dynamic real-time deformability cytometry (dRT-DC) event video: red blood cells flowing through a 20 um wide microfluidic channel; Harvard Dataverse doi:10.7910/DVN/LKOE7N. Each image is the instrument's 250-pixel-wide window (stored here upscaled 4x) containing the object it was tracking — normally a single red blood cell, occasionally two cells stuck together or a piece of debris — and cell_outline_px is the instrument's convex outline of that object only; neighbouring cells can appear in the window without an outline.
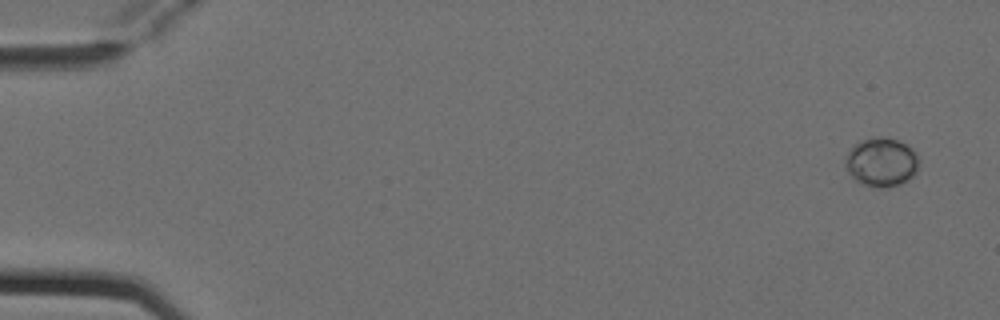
{"species": "Egyptian fruit bat (a non-hibernating species)", "species_latin": "Rousettus aegyptiacus", "temperature_condition": "cold", "stored_images_in_passage": 5, "camera_frame_rate_fps": 3000, "um_per_image_px": 0.085, "animal": {"sex": "female"}, "frame": {"image": 1, "passage_image": 1, "time_ms": 0.0, "image_size_px": [1000, 320], "cell_outline_px": [[920, 160], [916, 176], [900, 184], [888, 188], [876, 188], [864, 184], [856, 180], [848, 172], [844, 164], [844, 160], [848, 152], [856, 144], [864, 140], [876, 136], [880, 136], [896, 140], [912, 148], [916, 152]], "centroid_in_image_um": [74.96, 13.81], "position_along_channel_um": 10.0, "area_um2": 21.15}}
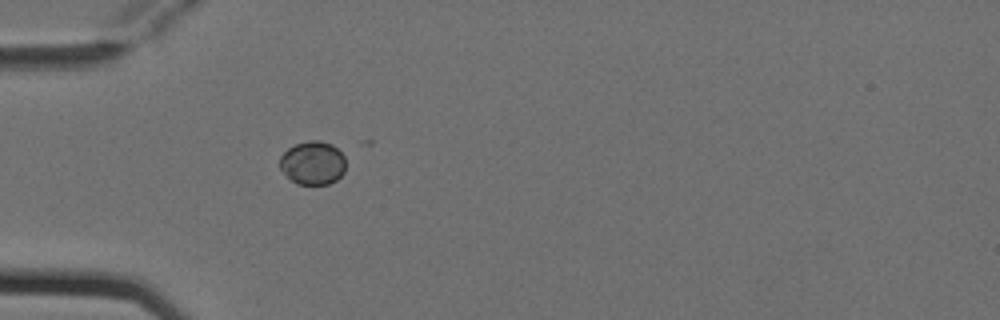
{"frame": {"image": 2, "passage_image": 5, "time_ms": 1.333, "image_size_px": [1000, 320], "cell_outline_px": [[344, 172], [336, 180], [328, 184], [296, 184], [280, 168], [280, 156], [288, 148], [296, 144], [308, 140], [320, 140], [332, 144], [344, 152]], "centroid_in_image_um": [26.6, 13.83], "position_along_channel_um": 58.4, "area_um2": 16.76}}